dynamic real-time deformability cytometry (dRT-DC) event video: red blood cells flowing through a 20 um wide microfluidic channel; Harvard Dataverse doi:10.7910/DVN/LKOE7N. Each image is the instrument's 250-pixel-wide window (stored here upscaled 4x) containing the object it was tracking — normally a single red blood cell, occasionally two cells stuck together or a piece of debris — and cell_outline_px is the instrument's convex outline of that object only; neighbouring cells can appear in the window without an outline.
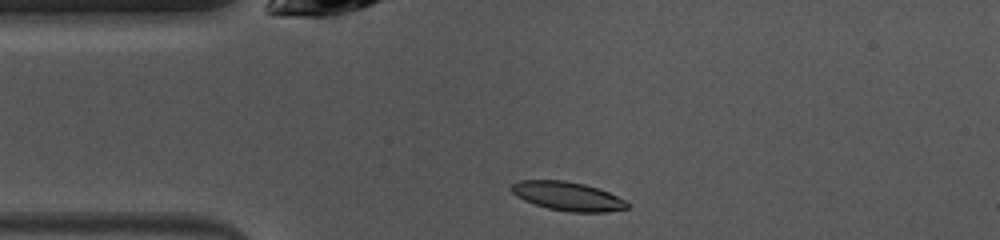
{"species": "common noctule bat (a hibernating species)", "species_latin": "Nyctalus noctula", "temperature_condition": "warm", "stored_images_in_passage": 40, "camera_frame_rate_fps": 3000, "um_per_image_px": 0.085, "animal": {"sex": "female", "body_mass_g": 10.0, "forearm_length_mm": 53.1}, "frame": {"image": 1, "passage_image": 2, "time_ms": 0.333, "image_size_px": [1000, 240], "cell_outline_px": [[628, 208], [608, 212], [568, 212], [548, 208], [524, 200], [516, 196], [508, 188], [512, 184], [520, 180], [564, 180], [584, 184], [608, 192], [624, 200], [628, 204]], "centroid_in_image_um": [48.21, 16.67], "position_along_channel_um": 36.8, "area_um2": 19.36}}
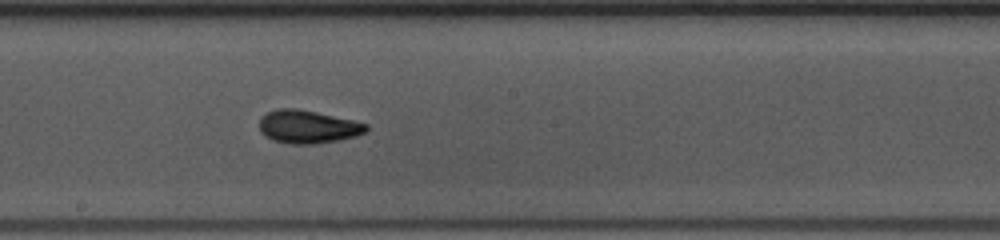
{"frame": {"image": 2, "passage_image": 17, "time_ms": 5.333, "image_size_px": [1000, 240], "cell_outline_px": [[368, 128], [364, 132], [356, 136], [340, 140], [316, 144], [292, 144], [272, 140], [264, 136], [260, 132], [260, 116], [276, 108], [296, 108], [316, 112], [352, 120], [368, 124]], "centroid_in_image_um": [26.13, 10.78], "position_along_channel_um": 222.1, "area_um2": 20.69}}
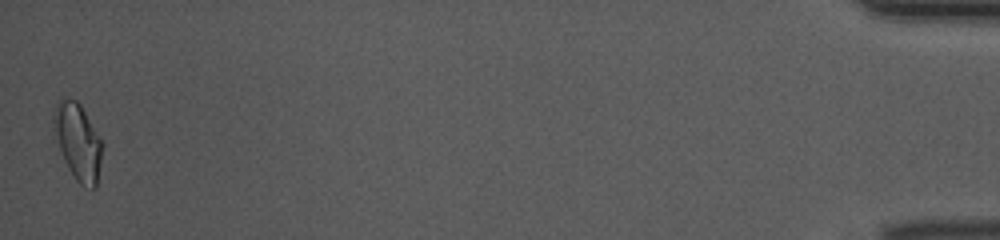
{"frame": {"image": 3, "passage_image": 40, "time_ms": 13.0, "image_size_px": [1000, 240], "cell_outline_px": [[104, 144], [96, 188], [84, 188], [76, 180], [68, 168], [60, 148], [52, 120], [52, 116], [56, 104], [60, 96], [64, 96], [76, 100], [80, 104]], "centroid_in_image_um": [6.64, 12.02], "position_along_channel_um": 428.6, "area_um2": 21.68}, "authors_computed_cell_mechanics": {"area_um2": 19.4786, "velocity_mm_per_s": 4.0442, "shape_relaxation_time_tau1_ms": 5.5561, "shape_relaxation_time_tau2_ms": 1.8582, "deformation_change_tau1": 0.1685, "deformation_change_tau2": 0.0762}}